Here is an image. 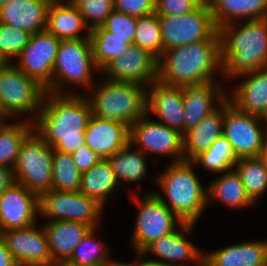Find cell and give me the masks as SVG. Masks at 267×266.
Segmentation results:
<instances>
[{
	"label": "cell",
	"mask_w": 267,
	"mask_h": 266,
	"mask_svg": "<svg viewBox=\"0 0 267 266\" xmlns=\"http://www.w3.org/2000/svg\"><path fill=\"white\" fill-rule=\"evenodd\" d=\"M92 115L84 93L45 92L34 130L55 150L72 154L85 144V131Z\"/></svg>",
	"instance_id": "cell-1"
},
{
	"label": "cell",
	"mask_w": 267,
	"mask_h": 266,
	"mask_svg": "<svg viewBox=\"0 0 267 266\" xmlns=\"http://www.w3.org/2000/svg\"><path fill=\"white\" fill-rule=\"evenodd\" d=\"M216 74L222 76L218 30L208 40L164 50L158 58L157 80L165 85L202 84L218 80Z\"/></svg>",
	"instance_id": "cell-2"
},
{
	"label": "cell",
	"mask_w": 267,
	"mask_h": 266,
	"mask_svg": "<svg viewBox=\"0 0 267 266\" xmlns=\"http://www.w3.org/2000/svg\"><path fill=\"white\" fill-rule=\"evenodd\" d=\"M228 23L218 28L222 76L237 77L267 67V19Z\"/></svg>",
	"instance_id": "cell-3"
},
{
	"label": "cell",
	"mask_w": 267,
	"mask_h": 266,
	"mask_svg": "<svg viewBox=\"0 0 267 266\" xmlns=\"http://www.w3.org/2000/svg\"><path fill=\"white\" fill-rule=\"evenodd\" d=\"M191 160L173 162L166 170L154 176L157 188L154 193L182 222L196 224L207 209V192L196 175ZM159 186V187H158ZM165 194V197H164Z\"/></svg>",
	"instance_id": "cell-4"
},
{
	"label": "cell",
	"mask_w": 267,
	"mask_h": 266,
	"mask_svg": "<svg viewBox=\"0 0 267 266\" xmlns=\"http://www.w3.org/2000/svg\"><path fill=\"white\" fill-rule=\"evenodd\" d=\"M95 85V86H94ZM86 93L92 114L126 124L129 128L147 113V87L102 79Z\"/></svg>",
	"instance_id": "cell-5"
},
{
	"label": "cell",
	"mask_w": 267,
	"mask_h": 266,
	"mask_svg": "<svg viewBox=\"0 0 267 266\" xmlns=\"http://www.w3.org/2000/svg\"><path fill=\"white\" fill-rule=\"evenodd\" d=\"M94 70L100 72L94 62L90 38L61 40L53 66L52 84L45 91L79 94L71 88L80 86L88 93L96 83L92 78Z\"/></svg>",
	"instance_id": "cell-6"
},
{
	"label": "cell",
	"mask_w": 267,
	"mask_h": 266,
	"mask_svg": "<svg viewBox=\"0 0 267 266\" xmlns=\"http://www.w3.org/2000/svg\"><path fill=\"white\" fill-rule=\"evenodd\" d=\"M127 189L138 207L130 246L134 253H141L155 240L175 231L183 222L154 193L147 192L140 197L130 186Z\"/></svg>",
	"instance_id": "cell-7"
},
{
	"label": "cell",
	"mask_w": 267,
	"mask_h": 266,
	"mask_svg": "<svg viewBox=\"0 0 267 266\" xmlns=\"http://www.w3.org/2000/svg\"><path fill=\"white\" fill-rule=\"evenodd\" d=\"M45 92L42 86L23 73L14 63H9L0 69V103L11 121L27 117L26 121L34 123Z\"/></svg>",
	"instance_id": "cell-8"
},
{
	"label": "cell",
	"mask_w": 267,
	"mask_h": 266,
	"mask_svg": "<svg viewBox=\"0 0 267 266\" xmlns=\"http://www.w3.org/2000/svg\"><path fill=\"white\" fill-rule=\"evenodd\" d=\"M54 148L34 129L25 137L13 167L16 182L40 196L52 189Z\"/></svg>",
	"instance_id": "cell-9"
},
{
	"label": "cell",
	"mask_w": 267,
	"mask_h": 266,
	"mask_svg": "<svg viewBox=\"0 0 267 266\" xmlns=\"http://www.w3.org/2000/svg\"><path fill=\"white\" fill-rule=\"evenodd\" d=\"M223 136L238 159L260 157L267 136V120L238 110L226 99Z\"/></svg>",
	"instance_id": "cell-10"
},
{
	"label": "cell",
	"mask_w": 267,
	"mask_h": 266,
	"mask_svg": "<svg viewBox=\"0 0 267 266\" xmlns=\"http://www.w3.org/2000/svg\"><path fill=\"white\" fill-rule=\"evenodd\" d=\"M104 208L82 192L51 189L39 196V216L47 221H75L98 228Z\"/></svg>",
	"instance_id": "cell-11"
},
{
	"label": "cell",
	"mask_w": 267,
	"mask_h": 266,
	"mask_svg": "<svg viewBox=\"0 0 267 266\" xmlns=\"http://www.w3.org/2000/svg\"><path fill=\"white\" fill-rule=\"evenodd\" d=\"M163 51L208 40L218 29L214 24L210 5L200 4L193 11L180 16H158Z\"/></svg>",
	"instance_id": "cell-12"
},
{
	"label": "cell",
	"mask_w": 267,
	"mask_h": 266,
	"mask_svg": "<svg viewBox=\"0 0 267 266\" xmlns=\"http://www.w3.org/2000/svg\"><path fill=\"white\" fill-rule=\"evenodd\" d=\"M129 142L147 156H170V163L184 160L182 134L147 113L130 126Z\"/></svg>",
	"instance_id": "cell-13"
},
{
	"label": "cell",
	"mask_w": 267,
	"mask_h": 266,
	"mask_svg": "<svg viewBox=\"0 0 267 266\" xmlns=\"http://www.w3.org/2000/svg\"><path fill=\"white\" fill-rule=\"evenodd\" d=\"M60 41L47 29L30 35L27 45L16 58V66L27 76L34 79L45 90L52 84Z\"/></svg>",
	"instance_id": "cell-14"
},
{
	"label": "cell",
	"mask_w": 267,
	"mask_h": 266,
	"mask_svg": "<svg viewBox=\"0 0 267 266\" xmlns=\"http://www.w3.org/2000/svg\"><path fill=\"white\" fill-rule=\"evenodd\" d=\"M195 227L196 224L183 222L175 231L155 240L141 253L146 257L151 254L155 258L151 260L167 266H196L203 260L204 251L188 238Z\"/></svg>",
	"instance_id": "cell-15"
},
{
	"label": "cell",
	"mask_w": 267,
	"mask_h": 266,
	"mask_svg": "<svg viewBox=\"0 0 267 266\" xmlns=\"http://www.w3.org/2000/svg\"><path fill=\"white\" fill-rule=\"evenodd\" d=\"M158 59L148 50L134 44L114 58L101 71L103 78L117 82L137 83L148 87L157 81Z\"/></svg>",
	"instance_id": "cell-16"
},
{
	"label": "cell",
	"mask_w": 267,
	"mask_h": 266,
	"mask_svg": "<svg viewBox=\"0 0 267 266\" xmlns=\"http://www.w3.org/2000/svg\"><path fill=\"white\" fill-rule=\"evenodd\" d=\"M39 196L15 182L0 196V233L9 229L27 228L39 219Z\"/></svg>",
	"instance_id": "cell-17"
},
{
	"label": "cell",
	"mask_w": 267,
	"mask_h": 266,
	"mask_svg": "<svg viewBox=\"0 0 267 266\" xmlns=\"http://www.w3.org/2000/svg\"><path fill=\"white\" fill-rule=\"evenodd\" d=\"M0 238L16 262L54 264L42 224L36 222L27 228L5 230Z\"/></svg>",
	"instance_id": "cell-18"
},
{
	"label": "cell",
	"mask_w": 267,
	"mask_h": 266,
	"mask_svg": "<svg viewBox=\"0 0 267 266\" xmlns=\"http://www.w3.org/2000/svg\"><path fill=\"white\" fill-rule=\"evenodd\" d=\"M147 114L184 134L183 87L165 85L160 81L147 87Z\"/></svg>",
	"instance_id": "cell-19"
},
{
	"label": "cell",
	"mask_w": 267,
	"mask_h": 266,
	"mask_svg": "<svg viewBox=\"0 0 267 266\" xmlns=\"http://www.w3.org/2000/svg\"><path fill=\"white\" fill-rule=\"evenodd\" d=\"M219 80L183 87L184 133L215 111L229 93Z\"/></svg>",
	"instance_id": "cell-20"
},
{
	"label": "cell",
	"mask_w": 267,
	"mask_h": 266,
	"mask_svg": "<svg viewBox=\"0 0 267 266\" xmlns=\"http://www.w3.org/2000/svg\"><path fill=\"white\" fill-rule=\"evenodd\" d=\"M130 128L121 122L92 114L85 131V144L102 159H107L129 143Z\"/></svg>",
	"instance_id": "cell-21"
},
{
	"label": "cell",
	"mask_w": 267,
	"mask_h": 266,
	"mask_svg": "<svg viewBox=\"0 0 267 266\" xmlns=\"http://www.w3.org/2000/svg\"><path fill=\"white\" fill-rule=\"evenodd\" d=\"M236 79L238 83L231 89L227 99L238 110L267 120V67Z\"/></svg>",
	"instance_id": "cell-22"
},
{
	"label": "cell",
	"mask_w": 267,
	"mask_h": 266,
	"mask_svg": "<svg viewBox=\"0 0 267 266\" xmlns=\"http://www.w3.org/2000/svg\"><path fill=\"white\" fill-rule=\"evenodd\" d=\"M51 1L9 0L0 6V22L30 34L45 30Z\"/></svg>",
	"instance_id": "cell-23"
},
{
	"label": "cell",
	"mask_w": 267,
	"mask_h": 266,
	"mask_svg": "<svg viewBox=\"0 0 267 266\" xmlns=\"http://www.w3.org/2000/svg\"><path fill=\"white\" fill-rule=\"evenodd\" d=\"M205 252L209 266H267V240H253Z\"/></svg>",
	"instance_id": "cell-24"
},
{
	"label": "cell",
	"mask_w": 267,
	"mask_h": 266,
	"mask_svg": "<svg viewBox=\"0 0 267 266\" xmlns=\"http://www.w3.org/2000/svg\"><path fill=\"white\" fill-rule=\"evenodd\" d=\"M46 29L59 40L89 38L91 32L81 13L70 0L50 2ZM81 30L84 31L83 35L80 34Z\"/></svg>",
	"instance_id": "cell-25"
},
{
	"label": "cell",
	"mask_w": 267,
	"mask_h": 266,
	"mask_svg": "<svg viewBox=\"0 0 267 266\" xmlns=\"http://www.w3.org/2000/svg\"><path fill=\"white\" fill-rule=\"evenodd\" d=\"M42 226L54 264L69 260L76 246L91 229L75 221H46Z\"/></svg>",
	"instance_id": "cell-26"
},
{
	"label": "cell",
	"mask_w": 267,
	"mask_h": 266,
	"mask_svg": "<svg viewBox=\"0 0 267 266\" xmlns=\"http://www.w3.org/2000/svg\"><path fill=\"white\" fill-rule=\"evenodd\" d=\"M223 119L224 102L211 114L205 116L199 124L182 135L184 160H192L223 135Z\"/></svg>",
	"instance_id": "cell-27"
},
{
	"label": "cell",
	"mask_w": 267,
	"mask_h": 266,
	"mask_svg": "<svg viewBox=\"0 0 267 266\" xmlns=\"http://www.w3.org/2000/svg\"><path fill=\"white\" fill-rule=\"evenodd\" d=\"M210 9L217 29L236 21L267 19V0H212Z\"/></svg>",
	"instance_id": "cell-28"
},
{
	"label": "cell",
	"mask_w": 267,
	"mask_h": 266,
	"mask_svg": "<svg viewBox=\"0 0 267 266\" xmlns=\"http://www.w3.org/2000/svg\"><path fill=\"white\" fill-rule=\"evenodd\" d=\"M220 174L206 187L208 189L207 206L210 203L212 204V201L213 203L220 201L221 204L231 209H241L255 205L248 197L241 178L235 169Z\"/></svg>",
	"instance_id": "cell-29"
},
{
	"label": "cell",
	"mask_w": 267,
	"mask_h": 266,
	"mask_svg": "<svg viewBox=\"0 0 267 266\" xmlns=\"http://www.w3.org/2000/svg\"><path fill=\"white\" fill-rule=\"evenodd\" d=\"M117 187L120 185L109 161L102 159L90 170L82 173L79 191L106 209L105 205Z\"/></svg>",
	"instance_id": "cell-30"
},
{
	"label": "cell",
	"mask_w": 267,
	"mask_h": 266,
	"mask_svg": "<svg viewBox=\"0 0 267 266\" xmlns=\"http://www.w3.org/2000/svg\"><path fill=\"white\" fill-rule=\"evenodd\" d=\"M120 186L143 182L148 174L147 155L130 142L107 158Z\"/></svg>",
	"instance_id": "cell-31"
},
{
	"label": "cell",
	"mask_w": 267,
	"mask_h": 266,
	"mask_svg": "<svg viewBox=\"0 0 267 266\" xmlns=\"http://www.w3.org/2000/svg\"><path fill=\"white\" fill-rule=\"evenodd\" d=\"M10 122L0 124V166L13 168L22 141L34 129V123L25 119Z\"/></svg>",
	"instance_id": "cell-32"
},
{
	"label": "cell",
	"mask_w": 267,
	"mask_h": 266,
	"mask_svg": "<svg viewBox=\"0 0 267 266\" xmlns=\"http://www.w3.org/2000/svg\"><path fill=\"white\" fill-rule=\"evenodd\" d=\"M89 38L94 62L99 71L114 58L121 56L130 46L128 38L112 36V33L102 26L93 28Z\"/></svg>",
	"instance_id": "cell-33"
},
{
	"label": "cell",
	"mask_w": 267,
	"mask_h": 266,
	"mask_svg": "<svg viewBox=\"0 0 267 266\" xmlns=\"http://www.w3.org/2000/svg\"><path fill=\"white\" fill-rule=\"evenodd\" d=\"M234 169L239 174L250 200L255 204L267 192V170L260 157L240 158Z\"/></svg>",
	"instance_id": "cell-34"
},
{
	"label": "cell",
	"mask_w": 267,
	"mask_h": 266,
	"mask_svg": "<svg viewBox=\"0 0 267 266\" xmlns=\"http://www.w3.org/2000/svg\"><path fill=\"white\" fill-rule=\"evenodd\" d=\"M237 160L231 144L221 135L207 150L199 153L191 161L196 165V168L203 166L202 168L207 171L220 175L222 172L234 169Z\"/></svg>",
	"instance_id": "cell-35"
},
{
	"label": "cell",
	"mask_w": 267,
	"mask_h": 266,
	"mask_svg": "<svg viewBox=\"0 0 267 266\" xmlns=\"http://www.w3.org/2000/svg\"><path fill=\"white\" fill-rule=\"evenodd\" d=\"M98 233L97 228H91L68 261L83 266H103L111 258L110 249L104 241L96 240Z\"/></svg>",
	"instance_id": "cell-36"
},
{
	"label": "cell",
	"mask_w": 267,
	"mask_h": 266,
	"mask_svg": "<svg viewBox=\"0 0 267 266\" xmlns=\"http://www.w3.org/2000/svg\"><path fill=\"white\" fill-rule=\"evenodd\" d=\"M82 173L77 169L71 154L54 149L52 189L79 192Z\"/></svg>",
	"instance_id": "cell-37"
},
{
	"label": "cell",
	"mask_w": 267,
	"mask_h": 266,
	"mask_svg": "<svg viewBox=\"0 0 267 266\" xmlns=\"http://www.w3.org/2000/svg\"><path fill=\"white\" fill-rule=\"evenodd\" d=\"M133 44L148 50L157 59L162 55L161 26L155 12L138 18Z\"/></svg>",
	"instance_id": "cell-38"
},
{
	"label": "cell",
	"mask_w": 267,
	"mask_h": 266,
	"mask_svg": "<svg viewBox=\"0 0 267 266\" xmlns=\"http://www.w3.org/2000/svg\"><path fill=\"white\" fill-rule=\"evenodd\" d=\"M30 35L25 30L0 22V52L13 63L27 45Z\"/></svg>",
	"instance_id": "cell-39"
},
{
	"label": "cell",
	"mask_w": 267,
	"mask_h": 266,
	"mask_svg": "<svg viewBox=\"0 0 267 266\" xmlns=\"http://www.w3.org/2000/svg\"><path fill=\"white\" fill-rule=\"evenodd\" d=\"M90 30L102 26L114 10V0H70Z\"/></svg>",
	"instance_id": "cell-40"
},
{
	"label": "cell",
	"mask_w": 267,
	"mask_h": 266,
	"mask_svg": "<svg viewBox=\"0 0 267 266\" xmlns=\"http://www.w3.org/2000/svg\"><path fill=\"white\" fill-rule=\"evenodd\" d=\"M137 20V17L113 10L106 18L102 27L112 33V36L128 38V43L132 45L136 32Z\"/></svg>",
	"instance_id": "cell-41"
},
{
	"label": "cell",
	"mask_w": 267,
	"mask_h": 266,
	"mask_svg": "<svg viewBox=\"0 0 267 266\" xmlns=\"http://www.w3.org/2000/svg\"><path fill=\"white\" fill-rule=\"evenodd\" d=\"M200 5L197 0H155V13L158 16L187 14Z\"/></svg>",
	"instance_id": "cell-42"
},
{
	"label": "cell",
	"mask_w": 267,
	"mask_h": 266,
	"mask_svg": "<svg viewBox=\"0 0 267 266\" xmlns=\"http://www.w3.org/2000/svg\"><path fill=\"white\" fill-rule=\"evenodd\" d=\"M114 10L139 18L155 12V0H114Z\"/></svg>",
	"instance_id": "cell-43"
},
{
	"label": "cell",
	"mask_w": 267,
	"mask_h": 266,
	"mask_svg": "<svg viewBox=\"0 0 267 266\" xmlns=\"http://www.w3.org/2000/svg\"><path fill=\"white\" fill-rule=\"evenodd\" d=\"M77 169L83 173L90 170L102 158L94 153L86 144L71 154Z\"/></svg>",
	"instance_id": "cell-44"
},
{
	"label": "cell",
	"mask_w": 267,
	"mask_h": 266,
	"mask_svg": "<svg viewBox=\"0 0 267 266\" xmlns=\"http://www.w3.org/2000/svg\"><path fill=\"white\" fill-rule=\"evenodd\" d=\"M16 182L13 168L0 166V196Z\"/></svg>",
	"instance_id": "cell-45"
},
{
	"label": "cell",
	"mask_w": 267,
	"mask_h": 266,
	"mask_svg": "<svg viewBox=\"0 0 267 266\" xmlns=\"http://www.w3.org/2000/svg\"><path fill=\"white\" fill-rule=\"evenodd\" d=\"M16 260L0 238V266H15Z\"/></svg>",
	"instance_id": "cell-46"
},
{
	"label": "cell",
	"mask_w": 267,
	"mask_h": 266,
	"mask_svg": "<svg viewBox=\"0 0 267 266\" xmlns=\"http://www.w3.org/2000/svg\"><path fill=\"white\" fill-rule=\"evenodd\" d=\"M136 266H167L164 263L147 259V257L142 253H136Z\"/></svg>",
	"instance_id": "cell-47"
},
{
	"label": "cell",
	"mask_w": 267,
	"mask_h": 266,
	"mask_svg": "<svg viewBox=\"0 0 267 266\" xmlns=\"http://www.w3.org/2000/svg\"><path fill=\"white\" fill-rule=\"evenodd\" d=\"M103 266H136V262H123V261H117L113 258H110Z\"/></svg>",
	"instance_id": "cell-48"
},
{
	"label": "cell",
	"mask_w": 267,
	"mask_h": 266,
	"mask_svg": "<svg viewBox=\"0 0 267 266\" xmlns=\"http://www.w3.org/2000/svg\"><path fill=\"white\" fill-rule=\"evenodd\" d=\"M260 158L264 161L265 167H266V170H267V136H266V139H265L264 147L262 149Z\"/></svg>",
	"instance_id": "cell-49"
},
{
	"label": "cell",
	"mask_w": 267,
	"mask_h": 266,
	"mask_svg": "<svg viewBox=\"0 0 267 266\" xmlns=\"http://www.w3.org/2000/svg\"><path fill=\"white\" fill-rule=\"evenodd\" d=\"M15 266H56L55 264L25 263L17 262Z\"/></svg>",
	"instance_id": "cell-50"
},
{
	"label": "cell",
	"mask_w": 267,
	"mask_h": 266,
	"mask_svg": "<svg viewBox=\"0 0 267 266\" xmlns=\"http://www.w3.org/2000/svg\"><path fill=\"white\" fill-rule=\"evenodd\" d=\"M8 120H11V119L6 115L0 103V124L8 123L7 122Z\"/></svg>",
	"instance_id": "cell-51"
},
{
	"label": "cell",
	"mask_w": 267,
	"mask_h": 266,
	"mask_svg": "<svg viewBox=\"0 0 267 266\" xmlns=\"http://www.w3.org/2000/svg\"><path fill=\"white\" fill-rule=\"evenodd\" d=\"M10 62L0 52V69L5 68Z\"/></svg>",
	"instance_id": "cell-52"
},
{
	"label": "cell",
	"mask_w": 267,
	"mask_h": 266,
	"mask_svg": "<svg viewBox=\"0 0 267 266\" xmlns=\"http://www.w3.org/2000/svg\"><path fill=\"white\" fill-rule=\"evenodd\" d=\"M55 265L56 266H83V265H78V264L72 263V262H70L68 260L58 262Z\"/></svg>",
	"instance_id": "cell-53"
},
{
	"label": "cell",
	"mask_w": 267,
	"mask_h": 266,
	"mask_svg": "<svg viewBox=\"0 0 267 266\" xmlns=\"http://www.w3.org/2000/svg\"><path fill=\"white\" fill-rule=\"evenodd\" d=\"M197 2H199L200 4L210 5L212 0H197Z\"/></svg>",
	"instance_id": "cell-54"
},
{
	"label": "cell",
	"mask_w": 267,
	"mask_h": 266,
	"mask_svg": "<svg viewBox=\"0 0 267 266\" xmlns=\"http://www.w3.org/2000/svg\"><path fill=\"white\" fill-rule=\"evenodd\" d=\"M196 266H209L206 261L203 259L199 264H197Z\"/></svg>",
	"instance_id": "cell-55"
},
{
	"label": "cell",
	"mask_w": 267,
	"mask_h": 266,
	"mask_svg": "<svg viewBox=\"0 0 267 266\" xmlns=\"http://www.w3.org/2000/svg\"><path fill=\"white\" fill-rule=\"evenodd\" d=\"M9 0H0V6L3 5L4 3L8 2Z\"/></svg>",
	"instance_id": "cell-56"
}]
</instances>
